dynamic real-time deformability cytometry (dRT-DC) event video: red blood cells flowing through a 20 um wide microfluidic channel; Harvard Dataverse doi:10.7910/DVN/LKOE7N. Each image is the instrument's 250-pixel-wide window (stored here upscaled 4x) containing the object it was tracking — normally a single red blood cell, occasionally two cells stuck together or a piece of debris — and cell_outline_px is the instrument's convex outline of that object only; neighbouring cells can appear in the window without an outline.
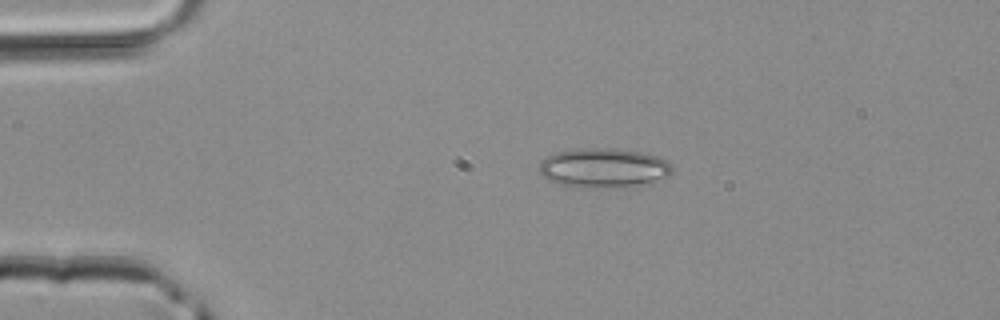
{"species": "common noctule bat (a hibernating species)", "species_latin": "Nyctalus noctula", "temperature_condition": "room temperature", "stored_images_in_passage": 3, "camera_frame_rate_fps": 3000, "um_per_image_px": 0.085, "animal": {"sex": "male", "body_mass_g": 20.4}, "frame": {"image": 1, "passage_image": 2, "time_ms": 0.333, "image_size_px": [1000, 320], "cell_outline_px": [[672, 172], [668, 176], [624, 188], [576, 188], [560, 184], [544, 176], [540, 172], [540, 164], [548, 156], [556, 152], [580, 148], [616, 148], [640, 152], [656, 156], [668, 160], [672, 164]], "centroid_in_image_um": [51.33, 14.28], "position_along_channel_um": 33.7, "area_um2": 30.58}}